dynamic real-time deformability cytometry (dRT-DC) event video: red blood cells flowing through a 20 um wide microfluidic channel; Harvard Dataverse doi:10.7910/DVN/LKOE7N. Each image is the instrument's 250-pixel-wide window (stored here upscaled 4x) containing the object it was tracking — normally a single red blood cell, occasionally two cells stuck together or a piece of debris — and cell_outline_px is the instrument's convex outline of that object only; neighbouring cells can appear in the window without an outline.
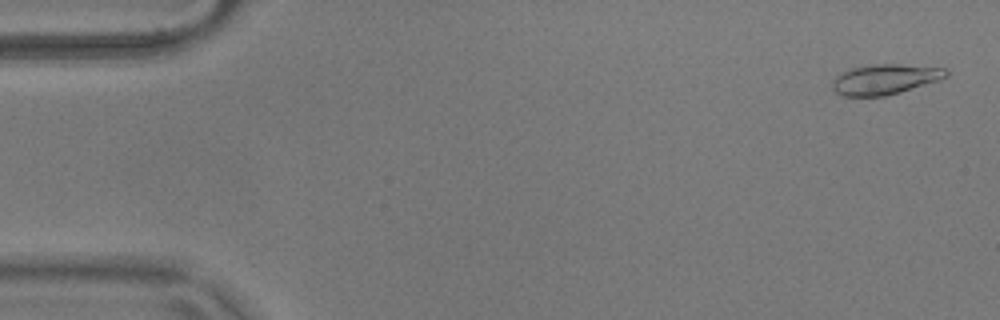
{"species": "common noctule bat (a hibernating species)", "species_latin": "Nyctalus noctula", "temperature_condition": "warm", "stored_images_in_passage": 55, "camera_frame_rate_fps": 3000, "um_per_image_px": 0.085, "animal": {"sex": "male", "body_mass_g": 17.9}, "frame": {"image": 1, "passage_image": 2, "time_ms": 0.333, "image_size_px": [1000, 320], "cell_outline_px": [[948, 76], [940, 80], [900, 92], [884, 96], [844, 96], [836, 92], [832, 88], [832, 80], [836, 76], [848, 68], [876, 64], [900, 64], [948, 68]], "centroid_in_image_um": [75.23, 6.73], "position_along_channel_um": 9.8, "area_um2": 20.17}}
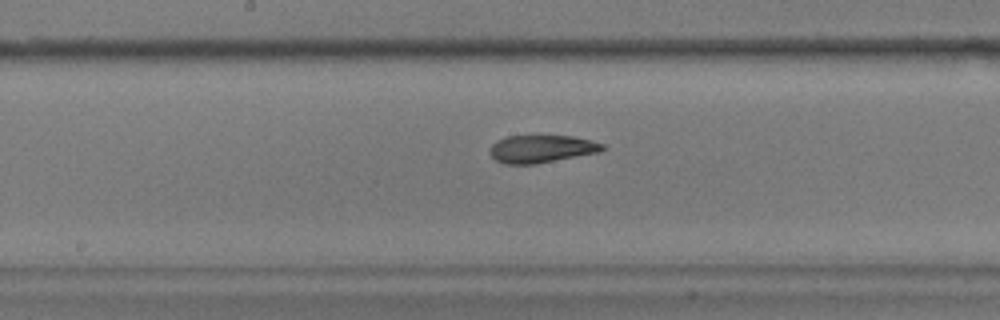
{"frame": {"image": 2, "passage_image": 28, "time_ms": 9.0, "image_size_px": [1000, 320], "cell_outline_px": [[604, 148], [600, 152], [536, 164], [504, 164], [496, 160], [488, 152], [492, 144], [496, 140], [508, 136], [540, 132], [572, 136], [592, 140], [604, 144]], "centroid_in_image_um": [46.01, 12.6], "position_along_channel_um": 202.2, "area_um2": 19.13}}
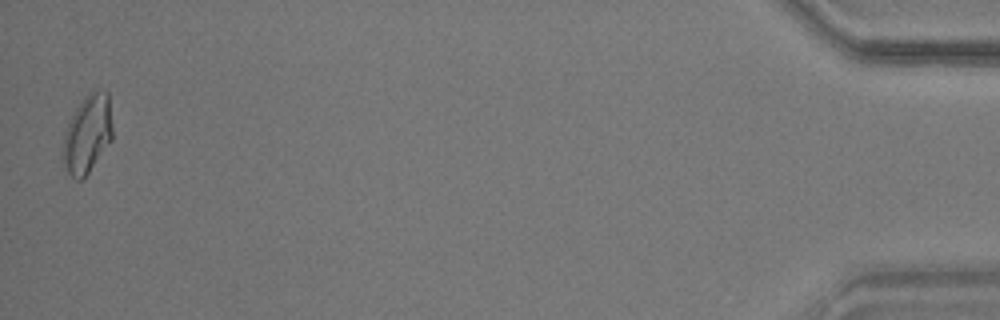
{"frame": {"image": 3, "passage_image": 54, "time_ms": 17.667, "image_size_px": [1000, 320], "cell_outline_px": [[112, 140], [88, 172], [80, 180], [76, 180], [68, 172], [64, 164], [60, 152], [64, 132], [76, 108], [84, 96], [92, 92], [108, 92], [112, 128]], "centroid_in_image_um": [7.4, 11.42], "position_along_channel_um": 427.8, "area_um2": 22.37}, "authors_computed_cell_mechanics": {"area_um2": 19.7098, "velocity_mm_per_s": 3.6669, "shape_relaxation_time_tau1_ms": null, "shape_relaxation_time_tau2_ms": 2.437, "deformation_change_tau1": null, "deformation_change_tau2": 0.0936}}